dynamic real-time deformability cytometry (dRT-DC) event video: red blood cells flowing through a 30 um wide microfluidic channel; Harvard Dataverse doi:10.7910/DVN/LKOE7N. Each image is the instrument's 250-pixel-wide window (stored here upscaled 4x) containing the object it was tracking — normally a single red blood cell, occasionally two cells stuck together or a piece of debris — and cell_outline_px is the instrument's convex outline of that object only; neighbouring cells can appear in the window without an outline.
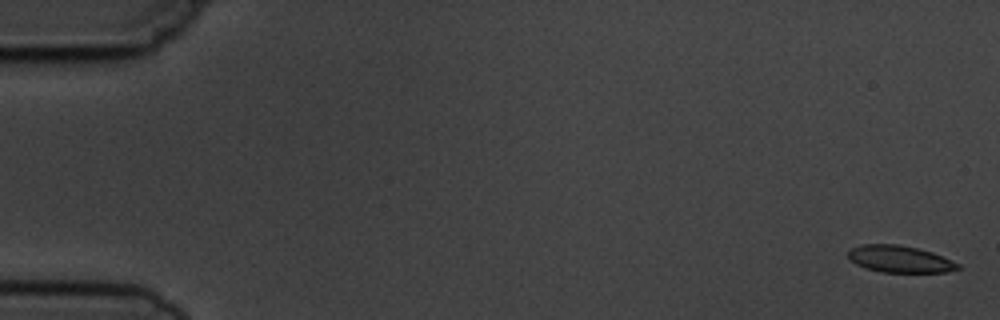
{"species": "common noctule bat (a hibernating species)", "species_latin": "Nyctalus noctula", "temperature_condition": "cold", "stored_images_in_passage": 4, "camera_frame_rate_fps": 3000, "um_per_image_px": 0.085, "animal": {"sex": "male", "body_mass_g": 19.5, "forearm_length_mm": 54.6}, "frame": {"image": 1, "passage_image": 1, "time_ms": 0.0, "image_size_px": [1000, 320], "cell_outline_px": [[960, 268], [948, 272], [880, 272], [864, 268], [856, 264], [848, 256], [848, 252], [852, 248], [860, 244], [896, 244], [916, 248], [932, 252], [960, 264]], "centroid_in_image_um": [76.47, 22.02], "position_along_channel_um": 8.5, "area_um2": 17.11}}
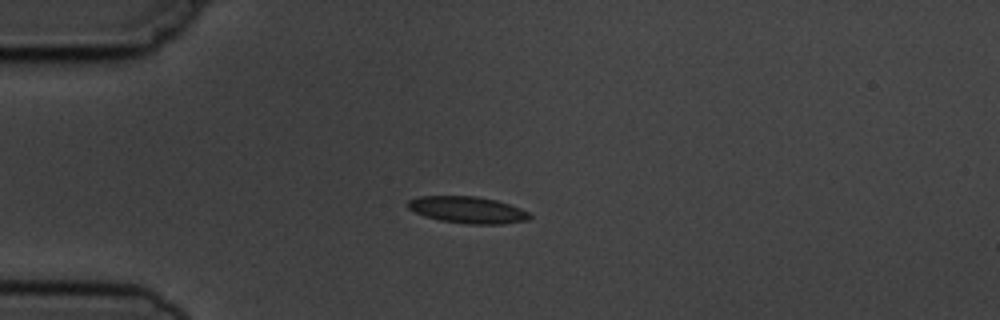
{"frame": {"image": 2, "passage_image": 4, "time_ms": 4.333, "image_size_px": [1000, 320], "cell_outline_px": [[532, 216], [528, 220], [504, 224], [468, 224], [440, 220], [424, 216], [408, 208], [408, 200], [420, 196], [476, 196], [496, 200], [520, 208], [528, 212]], "centroid_in_image_um": [39.76, 17.84], "position_along_channel_um": 45.2, "area_um2": 18.9}}